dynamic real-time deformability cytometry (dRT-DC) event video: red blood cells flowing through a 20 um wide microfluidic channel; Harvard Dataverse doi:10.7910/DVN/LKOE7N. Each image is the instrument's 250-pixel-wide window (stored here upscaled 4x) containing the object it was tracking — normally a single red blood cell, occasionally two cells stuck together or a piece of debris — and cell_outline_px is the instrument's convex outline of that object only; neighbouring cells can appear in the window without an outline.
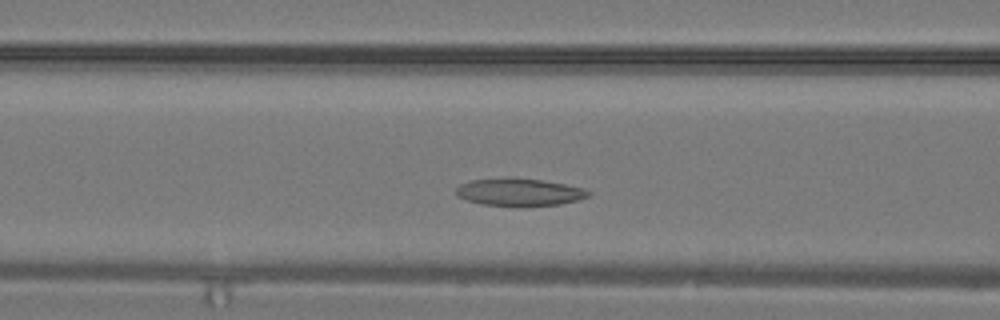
{"species": "common noctule bat (a hibernating species)", "species_latin": "Nyctalus noctula", "temperature_condition": "warm", "stored_images_in_passage": 20, "camera_frame_rate_fps": 3000, "um_per_image_px": 0.085, "animal": {"sex": "male", "body_mass_g": 19.2, "forearm_length_mm": 51.8}, "frame": {"image": 1, "passage_image": 5, "time_ms": 1.333, "image_size_px": [1000, 320], "cell_outline_px": [[592, 196], [560, 204], [480, 204], [456, 196], [456, 188], [460, 184], [472, 180], [508, 176], [540, 180], [564, 184], [584, 188], [592, 192]], "centroid_in_image_um": [44.14, 16.28], "position_along_channel_um": 122.5, "area_um2": 20.81}}
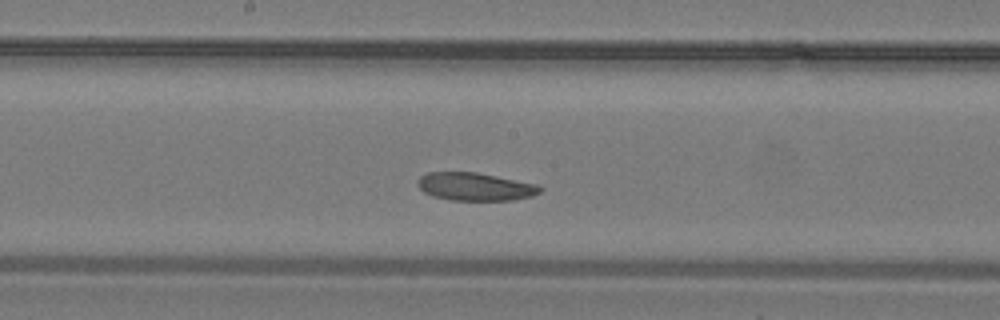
{"frame": {"image": 2, "passage_image": 9, "time_ms": 2.667, "image_size_px": [1000, 320], "cell_outline_px": [[544, 188], [540, 192], [532, 196], [512, 200], [452, 200], [432, 196], [424, 192], [416, 184], [416, 180], [420, 176], [428, 172], [476, 172], [536, 184]], "centroid_in_image_um": [40.36, 15.86], "position_along_channel_um": 207.8, "area_um2": 19.94}}
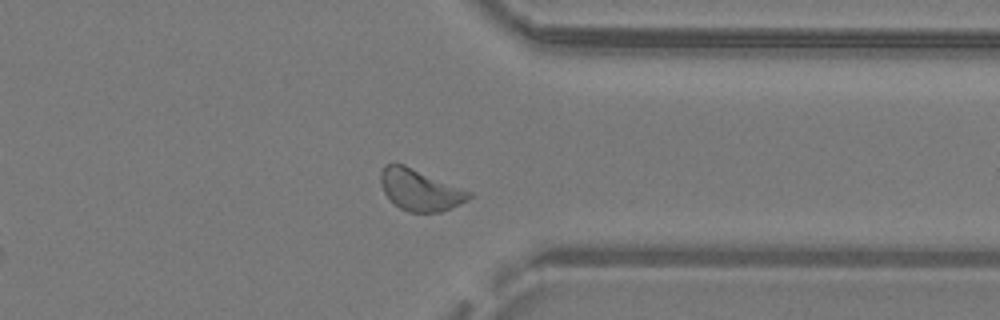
{"frame": {"image": 3, "passage_image": 17, "time_ms": 5.333, "image_size_px": [1000, 320], "cell_outline_px": [[472, 196], [468, 200], [452, 208], [440, 212], [408, 212], [400, 208], [384, 192], [380, 184], [380, 172], [384, 164], [404, 164], [472, 192]], "centroid_in_image_um": [35.7, 16.14], "position_along_channel_um": 375.7, "area_um2": 21.21}}